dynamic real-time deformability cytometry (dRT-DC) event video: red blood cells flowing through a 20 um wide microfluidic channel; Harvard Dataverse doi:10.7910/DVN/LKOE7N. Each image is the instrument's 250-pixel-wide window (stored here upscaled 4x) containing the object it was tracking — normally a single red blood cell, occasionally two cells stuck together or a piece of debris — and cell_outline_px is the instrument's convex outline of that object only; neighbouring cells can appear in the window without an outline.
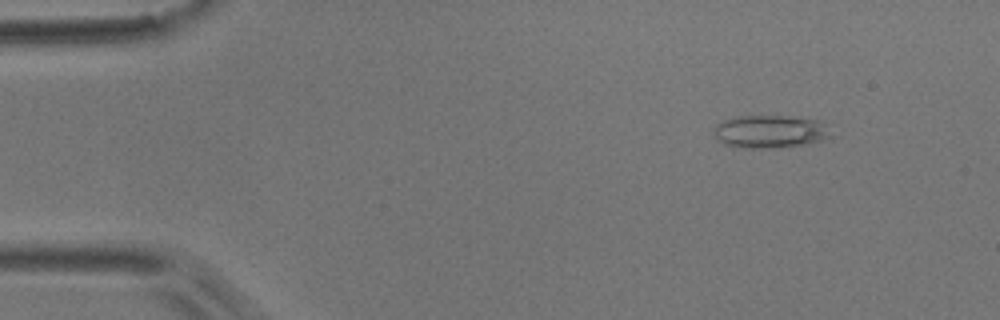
{"species": "common noctule bat (a hibernating species)", "species_latin": "Nyctalus noctula", "temperature_condition": "room temperature", "stored_images_in_passage": 51, "camera_frame_rate_fps": 3000, "um_per_image_px": 0.085, "animal": {"sex": "male", "body_mass_g": 17.9}, "frame": {"image": 1, "passage_image": 5, "time_ms": 1.333, "image_size_px": [1000, 320], "cell_outline_px": [[832, 136], [820, 140], [804, 144], [772, 148], [732, 148], [716, 140], [712, 128], [716, 124], [732, 116], [788, 116], [820, 120]], "centroid_in_image_um": [65.35, 11.19], "position_along_channel_um": 19.7, "area_um2": 22.6}}
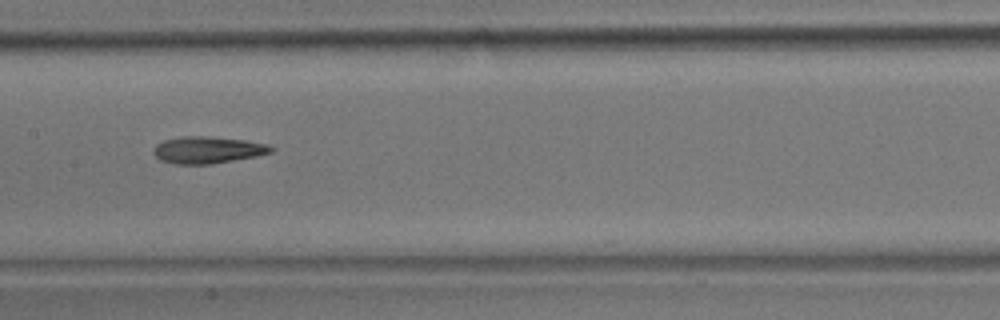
{"frame": {"image": 2, "passage_image": 25, "time_ms": 8.0, "image_size_px": [1000, 320], "cell_outline_px": [[276, 148], [272, 152], [256, 156], [212, 164], [176, 164], [160, 160], [152, 152], [152, 148], [156, 144], [164, 140], [184, 136], [208, 136], [244, 140], [268, 144]], "centroid_in_image_um": [17.65, 12.74], "position_along_channel_um": 189.8, "area_um2": 18.5}}
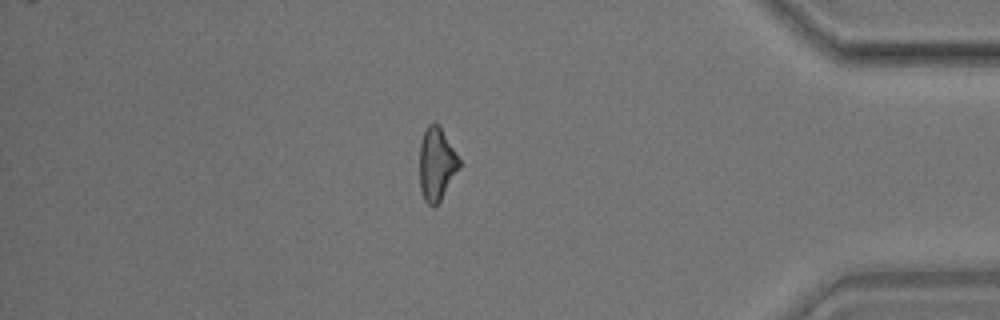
{"frame": {"image": 3, "passage_image": 44, "time_ms": 14.333, "image_size_px": [1000, 320], "cell_outline_px": [[460, 168], [440, 200], [432, 208], [424, 200], [420, 188], [420, 140], [428, 124], [436, 124], [440, 128], [460, 160]], "centroid_in_image_um": [37.09, 13.98], "position_along_channel_um": 398.1, "area_um2": 16.53}, "authors_computed_cell_mechanics": {"area_um2": 17.918, "velocity_mm_per_s": 3.8259, "shape_relaxation_time_tau1_ms": 11.0523, "shape_relaxation_time_tau2_ms": 5.357, "deformation_change_tau1": 0.2182, "deformation_change_tau2": 0.1674}}